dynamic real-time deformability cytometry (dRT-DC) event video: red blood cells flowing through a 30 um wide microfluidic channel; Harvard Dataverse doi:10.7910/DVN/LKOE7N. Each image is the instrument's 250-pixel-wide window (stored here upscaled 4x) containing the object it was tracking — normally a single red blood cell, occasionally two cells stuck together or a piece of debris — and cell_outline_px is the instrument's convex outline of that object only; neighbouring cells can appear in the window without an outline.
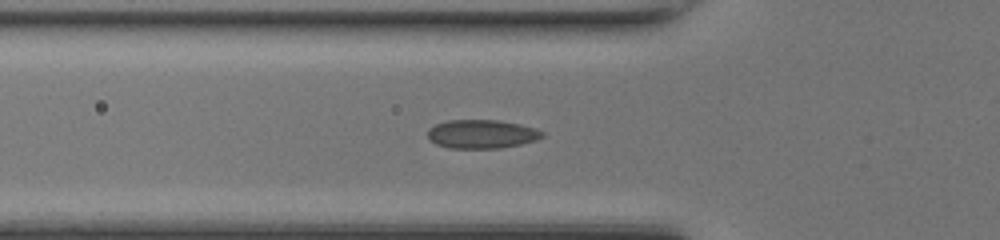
{"species": "common noctule bat (a hibernating species)", "species_latin": "Nyctalus noctula", "temperature_condition": "room temperature", "stored_images_in_passage": 39, "camera_frame_rate_fps": 3000, "um_per_image_px": 0.085, "animal": {"sex": "female", "body_mass_g": 17.0, "forearm_length_mm": 48.0}, "frame": {"image": 1, "passage_image": 7, "time_ms": 2.0, "image_size_px": [1000, 240], "cell_outline_px": [[544, 136], [536, 140], [520, 144], [500, 148], [448, 148], [436, 144], [428, 136], [428, 128], [436, 124], [448, 120], [496, 120], [520, 124], [536, 128], [544, 132]], "centroid_in_image_um": [40.96, 11.39], "position_along_channel_um": 84.8, "area_um2": 19.13}}
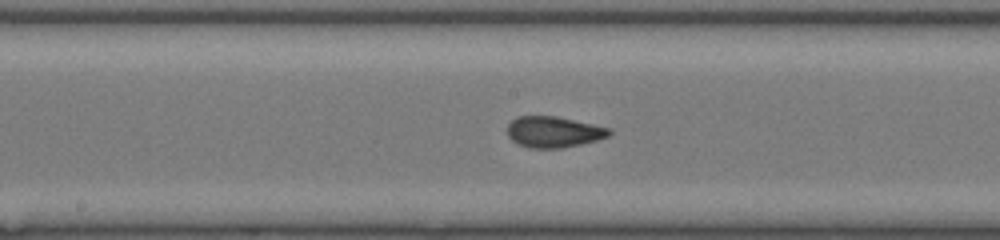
{"frame": {"image": 2, "passage_image": 15, "time_ms": 4.667, "image_size_px": [1000, 240], "cell_outline_px": [[612, 132], [608, 136], [596, 140], [580, 144], [560, 148], [528, 148], [512, 140], [508, 136], [508, 124], [516, 116], [556, 116], [612, 128]], "centroid_in_image_um": [47.06, 11.2], "position_along_channel_um": 201.1, "area_um2": 18.38}}
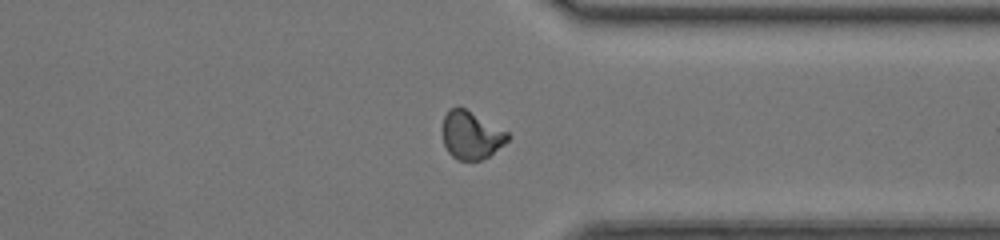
{"frame": {"image": 3, "passage_image": 27, "time_ms": 8.667, "image_size_px": [1000, 240], "cell_outline_px": [[512, 136], [504, 144], [488, 156], [480, 160], [456, 160], [448, 152], [444, 144], [440, 132], [440, 128], [444, 116], [448, 108], [456, 104], [460, 104], [508, 132]], "centroid_in_image_um": [39.99, 11.43], "position_along_channel_um": 371.4, "area_um2": 18.9}, "authors_computed_cell_mechanics": {"area_um2": 18.3226, "velocity_mm_per_s": 4.3364, "shape_relaxation_time_tau1_ms": 9.1486, "shape_relaxation_time_tau2_ms": null, "deformation_change_tau1": 0.2403, "deformation_change_tau2": null}}